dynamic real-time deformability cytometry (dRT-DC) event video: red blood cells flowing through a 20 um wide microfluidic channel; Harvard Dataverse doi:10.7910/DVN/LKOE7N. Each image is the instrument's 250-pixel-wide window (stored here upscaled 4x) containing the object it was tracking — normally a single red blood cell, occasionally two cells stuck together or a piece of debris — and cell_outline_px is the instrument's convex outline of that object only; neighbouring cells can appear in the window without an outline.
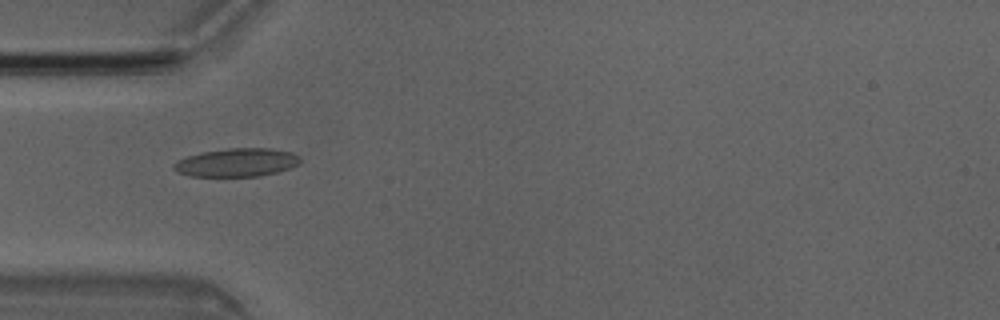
{"species": "Egyptian fruit bat (a non-hibernating species)", "species_latin": "Rousettus aegyptiacus", "temperature_condition": "room temperature", "stored_images_in_passage": 3, "camera_frame_rate_fps": 3000, "um_per_image_px": 0.085, "animal": {"sex": "male"}, "frame": {"image": 1, "passage_image": 1, "time_ms": 0.0, "image_size_px": [1000, 320], "cell_outline_px": [[300, 164], [276, 172], [260, 176], [188, 176], [172, 168], [172, 164], [188, 156], [200, 152], [228, 148], [272, 148], [292, 152], [300, 156]], "centroid_in_image_um": [20.15, 13.8], "position_along_channel_um": 64.9, "area_um2": 20.87}}